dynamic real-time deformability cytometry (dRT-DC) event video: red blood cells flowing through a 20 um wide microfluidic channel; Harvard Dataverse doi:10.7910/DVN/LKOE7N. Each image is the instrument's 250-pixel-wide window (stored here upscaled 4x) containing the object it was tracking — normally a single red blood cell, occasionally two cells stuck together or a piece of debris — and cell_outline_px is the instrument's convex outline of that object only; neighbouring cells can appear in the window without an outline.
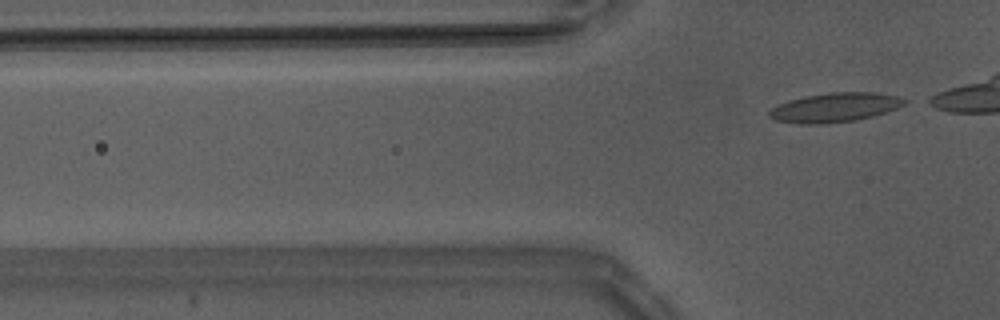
{"species": "Egyptian fruit bat (a non-hibernating species)", "species_latin": "Rousettus aegyptiacus", "temperature_condition": "warm", "stored_images_in_passage": 6, "camera_frame_rate_fps": 3000, "um_per_image_px": 0.085, "animal": {"sex": "male"}, "frame": {"image": 1, "passage_image": 6, "time_ms": 1.667, "image_size_px": [1000, 320], "cell_outline_px": [[908, 100], [904, 104], [896, 108], [872, 116], [856, 120], [820, 124], [800, 124], [776, 120], [768, 116], [768, 112], [772, 108], [788, 100], [804, 96], [832, 92], [876, 92], [900, 96]], "centroid_in_image_um": [70.97, 9.12], "position_along_channel_um": 54.8, "area_um2": 23.0}}